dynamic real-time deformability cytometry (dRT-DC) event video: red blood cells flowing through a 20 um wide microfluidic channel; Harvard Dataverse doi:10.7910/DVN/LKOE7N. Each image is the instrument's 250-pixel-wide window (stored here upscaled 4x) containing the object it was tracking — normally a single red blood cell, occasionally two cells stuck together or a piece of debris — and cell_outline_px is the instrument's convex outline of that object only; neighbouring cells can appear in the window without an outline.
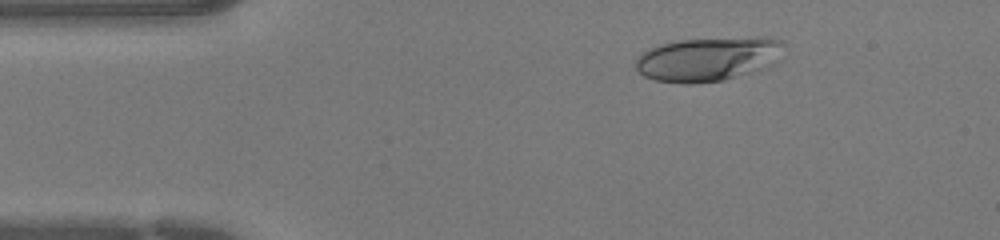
{"species": "human", "species_latin": "Homo sapiens", "temperature_condition": "warm", "stored_images_in_passage": 43, "camera_frame_rate_fps": 3000, "um_per_image_px": 0.085, "donor": {"sex": "female"}, "frame": {"image": 1, "passage_image": 6, "time_ms": 1.667, "image_size_px": [1000, 240], "cell_outline_px": [[784, 44], [780, 60], [768, 68], [724, 80], [696, 84], [684, 84], [652, 80], [644, 76], [636, 68], [636, 60], [644, 52], [660, 44], [676, 40], [756, 36], [760, 36], [780, 40]], "centroid_in_image_um": [60.25, 5.02], "position_along_channel_um": 24.8, "area_um2": 38.73}}
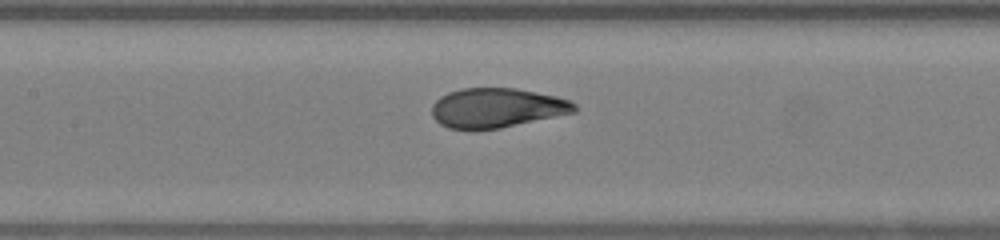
{"frame": {"image": 2, "passage_image": 19, "time_ms": 6.0, "image_size_px": [1000, 240], "cell_outline_px": [[576, 112], [500, 128], [448, 128], [440, 124], [432, 116], [432, 104], [440, 96], [448, 92], [460, 88], [516, 88], [556, 96], [568, 100], [576, 104]], "centroid_in_image_um": [42.22, 9.15], "position_along_channel_um": 165.2, "area_um2": 32.6}}
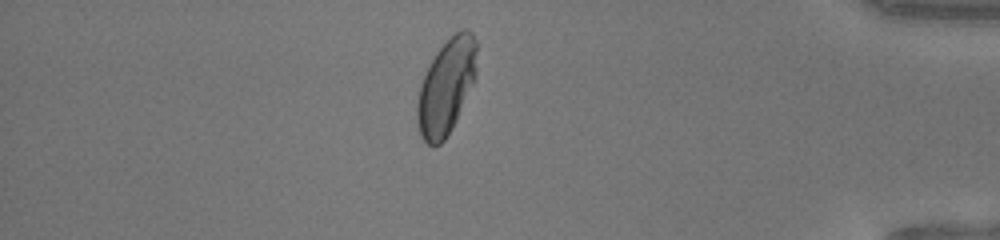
{"frame": {"image": 3, "passage_image": 37, "time_ms": 12.0, "image_size_px": [1000, 240], "cell_outline_px": [[476, 76], [456, 120], [452, 128], [444, 140], [440, 144], [432, 148], [420, 136], [416, 124], [416, 104], [420, 84], [436, 52], [460, 28], [468, 28], [472, 32], [476, 40]], "centroid_in_image_um": [37.92, 7.39], "position_along_channel_um": 397.3, "area_um2": 33.06}}